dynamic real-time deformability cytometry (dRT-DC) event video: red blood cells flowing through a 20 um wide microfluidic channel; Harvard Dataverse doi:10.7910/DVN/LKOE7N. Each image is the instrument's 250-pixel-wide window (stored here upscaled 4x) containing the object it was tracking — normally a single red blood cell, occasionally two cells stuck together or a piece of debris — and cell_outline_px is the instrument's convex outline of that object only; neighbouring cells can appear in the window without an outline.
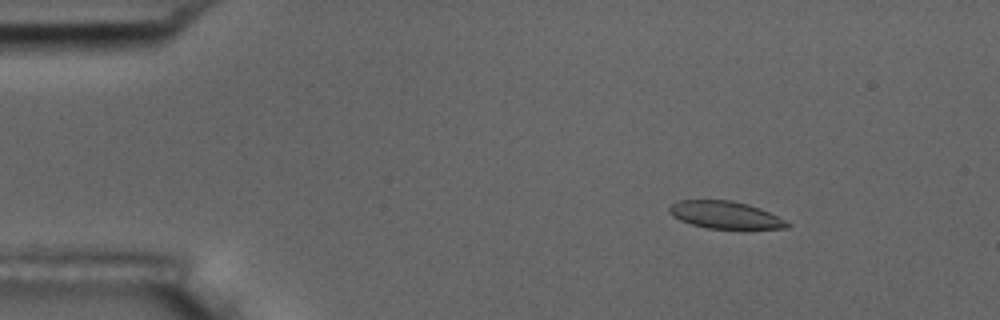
{"species": "common noctule bat (a hibernating species)", "species_latin": "Nyctalus noctula", "temperature_condition": "room temperature", "stored_images_in_passage": 5, "camera_frame_rate_fps": 3000, "um_per_image_px": 0.085, "animal": {"sex": "male", "body_mass_g": 17.5, "forearm_length_mm": 52.3}, "frame": {"image": 1, "passage_image": 3, "time_ms": 2.333, "image_size_px": [1000, 320], "cell_outline_px": [[792, 224], [788, 228], [708, 228], [692, 224], [680, 220], [672, 216], [668, 212], [668, 208], [672, 204], [680, 200], [732, 200], [748, 204], [760, 208]], "centroid_in_image_um": [61.61, 18.26], "position_along_channel_um": 23.4, "area_um2": 18.55}}